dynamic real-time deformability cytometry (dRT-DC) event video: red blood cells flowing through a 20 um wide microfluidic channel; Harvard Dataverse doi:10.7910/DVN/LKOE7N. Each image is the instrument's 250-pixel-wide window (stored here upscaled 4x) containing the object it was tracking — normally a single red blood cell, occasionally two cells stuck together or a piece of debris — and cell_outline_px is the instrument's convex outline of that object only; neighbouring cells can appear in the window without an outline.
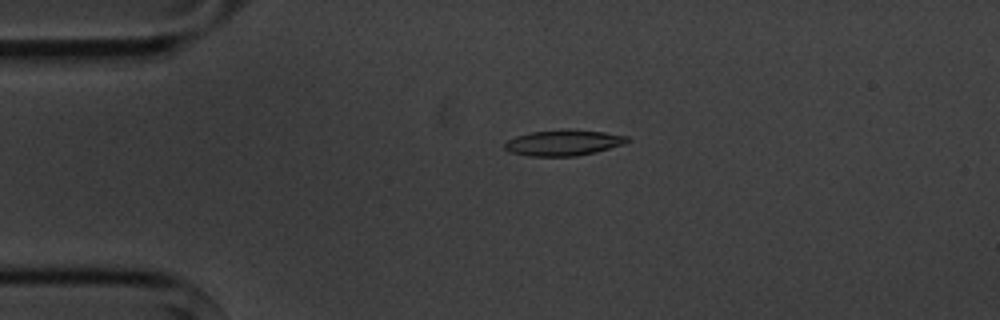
{"species": "common noctule bat (a hibernating species)", "species_latin": "Nyctalus noctula", "temperature_condition": "cold", "stored_images_in_passage": 2, "camera_frame_rate_fps": 3000, "um_per_image_px": 0.085, "animal": {"sex": "male", "body_mass_g": 20.1, "forearm_length_mm": 53.5}, "frame": {"image": 1, "passage_image": 1, "time_ms": 0.0, "image_size_px": [1000, 320], "cell_outline_px": [[632, 140], [624, 144], [596, 152], [576, 156], [528, 156], [508, 152], [504, 148], [504, 144], [508, 140], [516, 136], [532, 132], [564, 128], [572, 128], [604, 132], [628, 136]], "centroid_in_image_um": [47.91, 12.12], "position_along_channel_um": 37.1, "area_um2": 18.79}}